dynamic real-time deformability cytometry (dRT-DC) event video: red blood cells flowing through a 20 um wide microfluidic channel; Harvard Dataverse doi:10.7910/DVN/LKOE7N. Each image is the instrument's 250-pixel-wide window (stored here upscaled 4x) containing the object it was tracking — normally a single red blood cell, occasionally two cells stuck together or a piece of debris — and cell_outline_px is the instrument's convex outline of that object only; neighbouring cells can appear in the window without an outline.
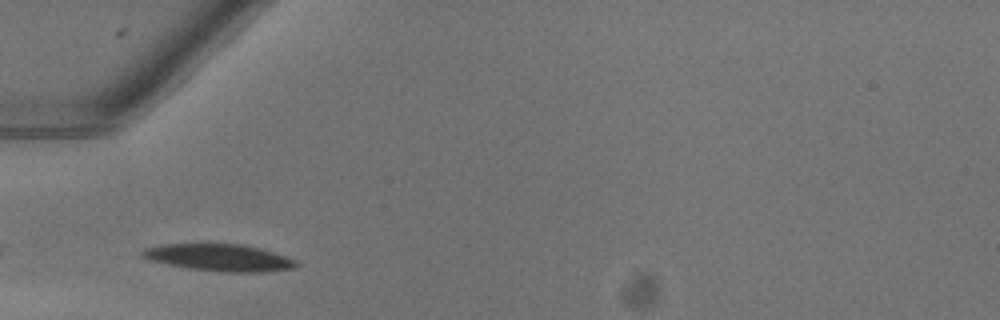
{"species": "common noctule bat (a hibernating species)", "species_latin": "Nyctalus noctula", "temperature_condition": "warm", "stored_images_in_passage": 30, "camera_frame_rate_fps": 3000, "um_per_image_px": 0.085, "animal": {"sex": "female"}, "frame": {"image": 1, "passage_image": 1, "time_ms": 0.0, "image_size_px": [1000, 320], "cell_outline_px": [[300, 264], [296, 268], [260, 272], [220, 272], [188, 268], [148, 260], [140, 256], [140, 252], [144, 248], [160, 244], [240, 244], [272, 252], [296, 260]], "centroid_in_image_um": [18.59, 21.9], "position_along_channel_um": 66.4, "area_um2": 24.16}}
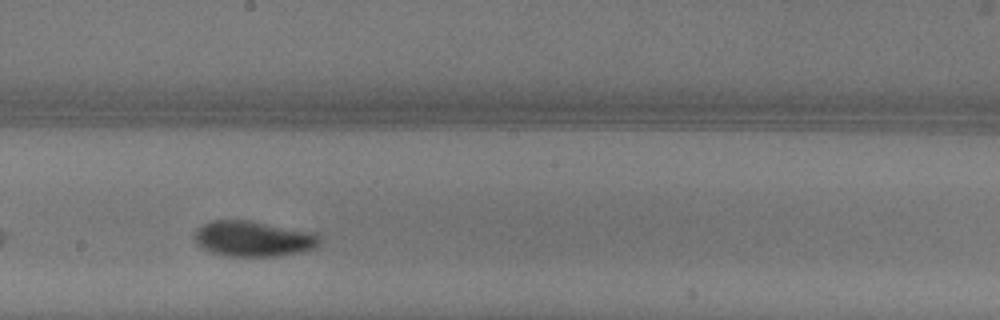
{"frame": {"image": 2, "passage_image": 13, "time_ms": 4.0, "image_size_px": [1000, 320], "cell_outline_px": [[320, 244], [316, 248], [300, 252], [276, 256], [228, 256], [212, 252], [196, 244], [192, 236], [196, 228], [212, 220], [248, 220], [312, 232], [320, 236]], "centroid_in_image_um": [21.5, 20.29], "position_along_channel_um": 226.7, "area_um2": 25.95}}
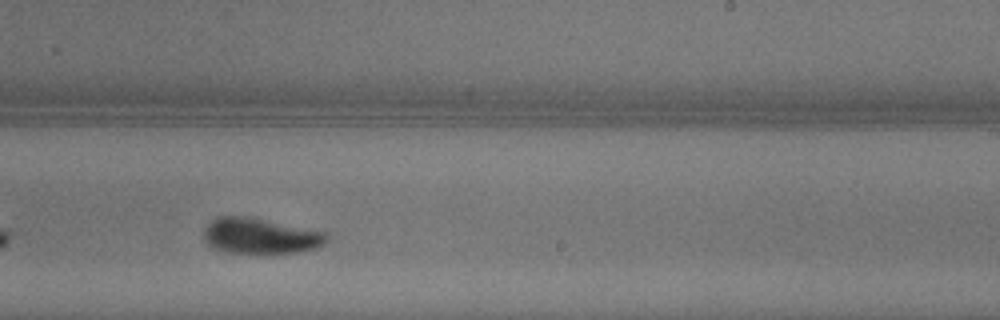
{"frame": {"image": 3, "passage_image": 16, "time_ms": 5.0, "image_size_px": [1000, 320], "cell_outline_px": [[328, 240], [324, 244], [316, 248], [296, 252], [228, 252], [216, 248], [208, 244], [204, 236], [204, 232], [208, 224], [212, 220], [224, 216], [248, 216], [328, 232]], "centroid_in_image_um": [22.19, 20.03], "position_along_channel_um": 266.8, "area_um2": 25.14}, "authors_computed_cell_mechanics": {"area_um2": 24.4783, "velocity_mm_per_s": 4.0498, "shape_relaxation_time_tau1_ms": 3.7301, "shape_relaxation_time_tau2_ms": 2.8422, "deformation_change_tau1": 0.1985, "deformation_change_tau2": 0.0535}}